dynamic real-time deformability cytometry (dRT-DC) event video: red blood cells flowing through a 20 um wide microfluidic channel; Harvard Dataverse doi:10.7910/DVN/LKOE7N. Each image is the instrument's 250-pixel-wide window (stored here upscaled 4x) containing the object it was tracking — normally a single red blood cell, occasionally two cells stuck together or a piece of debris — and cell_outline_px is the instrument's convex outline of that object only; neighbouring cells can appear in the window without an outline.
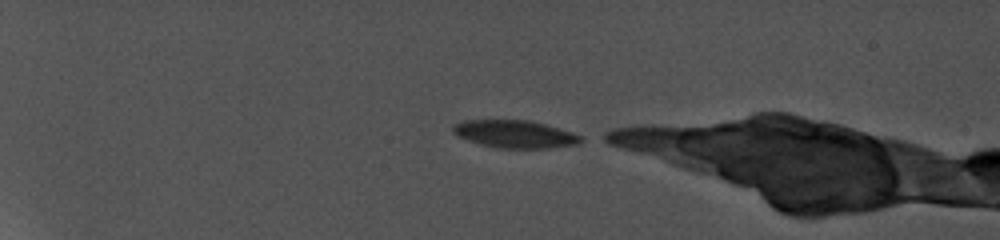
{"species": "common noctule bat (a hibernating species)", "species_latin": "Nyctalus noctula", "temperature_condition": "cold", "stored_images_in_passage": 6, "camera_frame_rate_fps": 5000, "um_per_image_px": 0.085, "animal": {"sex": "female", "body_mass_g": 19.0, "forearm_length_mm": 56.7}, "frame": {"image": 1, "passage_image": 1, "time_ms": 0.0, "image_size_px": [1000, 240], "cell_outline_px": [[580, 140], [572, 144], [536, 148], [508, 148], [484, 144], [460, 136], [452, 128], [456, 124], [468, 120], [528, 120], [544, 124], [580, 136]], "centroid_in_image_um": [43.73, 11.37], "position_along_channel_um": 41.3, "area_um2": 19.19}}
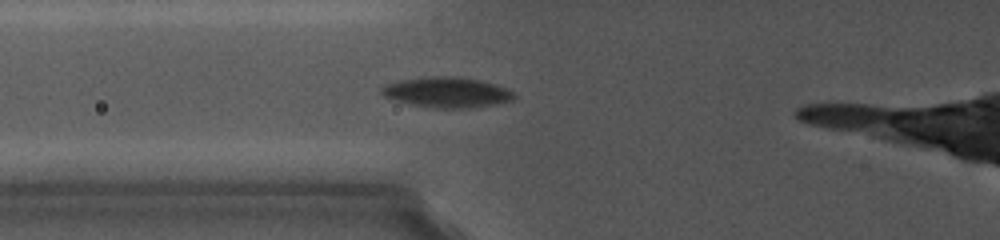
{"frame": {"image": 2, "passage_image": 5, "time_ms": 3.6, "image_size_px": [1000, 240], "cell_outline_px": [[512, 96], [508, 100], [460, 108], [440, 108], [396, 100], [384, 96], [380, 92], [380, 88], [388, 84], [400, 80], [432, 76], [448, 76], [476, 80], [492, 84], [504, 88], [512, 92]], "centroid_in_image_um": [37.86, 7.82], "position_along_channel_um": 87.9, "area_um2": 21.96}}
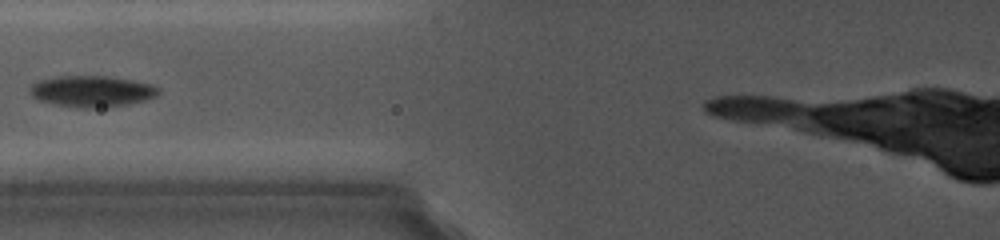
{"frame": {"image": 3, "passage_image": 6, "time_ms": 4.4, "image_size_px": [1000, 240], "cell_outline_px": [[156, 96], [144, 100], [124, 104], [92, 108], [76, 108], [40, 100], [32, 96], [32, 84], [40, 80], [56, 76], [104, 76], [128, 80], [148, 84], [156, 88]], "centroid_in_image_um": [7.74, 7.76], "position_along_channel_um": 118.1, "area_um2": 22.48}}